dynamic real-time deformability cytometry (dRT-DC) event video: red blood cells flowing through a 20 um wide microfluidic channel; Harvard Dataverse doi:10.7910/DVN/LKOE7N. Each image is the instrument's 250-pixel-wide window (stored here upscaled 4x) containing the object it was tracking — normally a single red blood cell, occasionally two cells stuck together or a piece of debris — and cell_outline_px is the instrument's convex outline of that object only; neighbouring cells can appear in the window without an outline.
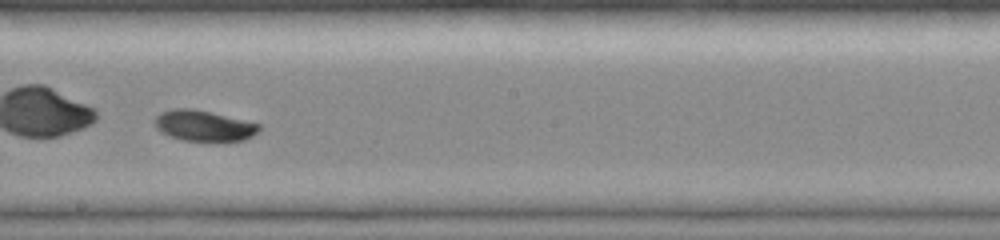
{"species": "common noctule bat (a hibernating species)", "species_latin": "Nyctalus noctula", "temperature_condition": "room temperature", "stored_images_in_passage": 44, "camera_frame_rate_fps": 3000, "um_per_image_px": 0.085, "animal": {"sex": "female", "body_mass_g": 19.0, "forearm_length_mm": 51.5}, "frame": {"image": 1, "passage_image": 26, "time_ms": 8.333, "image_size_px": [1000, 240], "cell_outline_px": [[260, 128], [252, 136], [244, 140], [184, 140], [168, 136], [160, 132], [156, 128], [156, 116], [160, 112], [172, 108], [192, 108], [260, 124]], "centroid_in_image_um": [17.27, 10.67], "position_along_channel_um": 230.9, "area_um2": 18.32}}
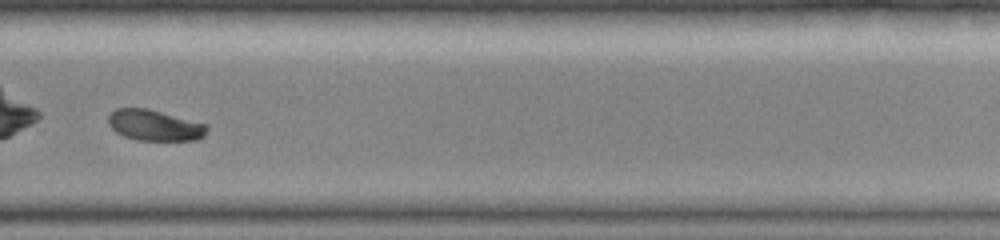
{"frame": {"image": 2, "passage_image": 32, "time_ms": 10.333, "image_size_px": [1000, 240], "cell_outline_px": [[208, 128], [204, 136], [196, 140], [136, 140], [124, 136], [116, 132], [108, 124], [108, 116], [116, 108], [148, 108], [208, 124]], "centroid_in_image_um": [13.15, 10.64], "position_along_channel_um": 316.6, "area_um2": 17.86}, "authors_computed_cell_mechanics": {"area_um2": 18.9295, "velocity_mm_per_s": 4.2886, "shape_relaxation_time_tau1_ms": 3.4201, "shape_relaxation_time_tau2_ms": null, "deformation_change_tau1": 0.1107, "deformation_change_tau2": null}}